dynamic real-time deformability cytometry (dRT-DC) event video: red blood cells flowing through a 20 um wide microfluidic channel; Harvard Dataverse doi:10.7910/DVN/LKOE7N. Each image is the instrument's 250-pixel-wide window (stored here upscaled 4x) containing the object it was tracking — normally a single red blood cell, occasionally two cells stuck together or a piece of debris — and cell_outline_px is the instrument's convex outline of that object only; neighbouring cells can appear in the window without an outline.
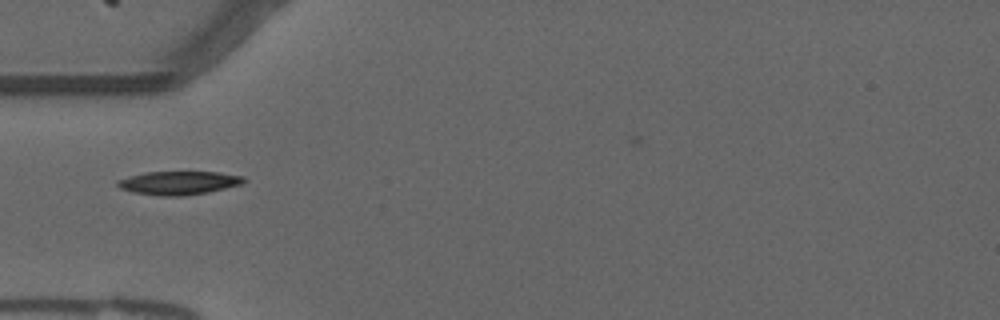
{"species": "common noctule bat (a hibernating species)", "species_latin": "Nyctalus noctula", "temperature_condition": "warm", "stored_images_in_passage": 11, "camera_frame_rate_fps": 3000, "um_per_image_px": 0.085, "animal": {"sex": "male", "forearm_length_mm": 52.5}, "frame": {"image": 1, "passage_image": 1, "time_ms": 0.0, "image_size_px": [1000, 320], "cell_outline_px": [[244, 180], [240, 184], [208, 192], [180, 196], [160, 196], [132, 192], [120, 188], [116, 184], [116, 180], [144, 172], [220, 172], [244, 176]], "centroid_in_image_um": [15.14, 15.54], "position_along_channel_um": 69.9, "area_um2": 17.17}}
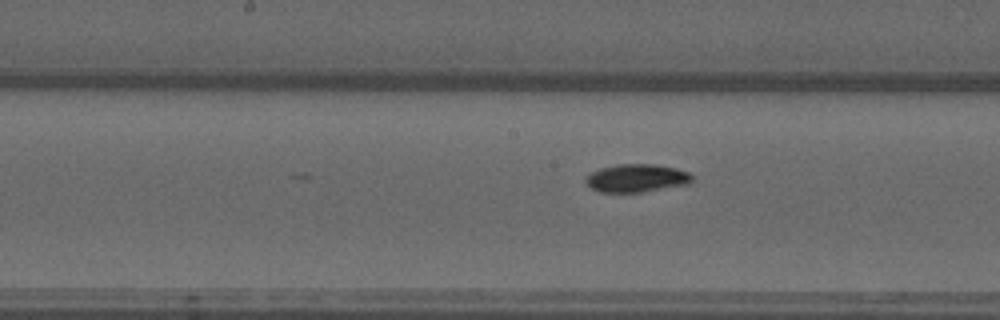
{"frame": {"image": 2, "passage_image": 11, "time_ms": 3.333, "image_size_px": [1000, 320], "cell_outline_px": [[692, 180], [688, 184], [640, 192], [600, 192], [592, 188], [584, 180], [584, 176], [600, 168], [616, 164], [652, 164], [676, 168], [688, 172], [692, 176]], "centroid_in_image_um": [54.08, 15.13], "position_along_channel_um": 194.1, "area_um2": 17.28}}